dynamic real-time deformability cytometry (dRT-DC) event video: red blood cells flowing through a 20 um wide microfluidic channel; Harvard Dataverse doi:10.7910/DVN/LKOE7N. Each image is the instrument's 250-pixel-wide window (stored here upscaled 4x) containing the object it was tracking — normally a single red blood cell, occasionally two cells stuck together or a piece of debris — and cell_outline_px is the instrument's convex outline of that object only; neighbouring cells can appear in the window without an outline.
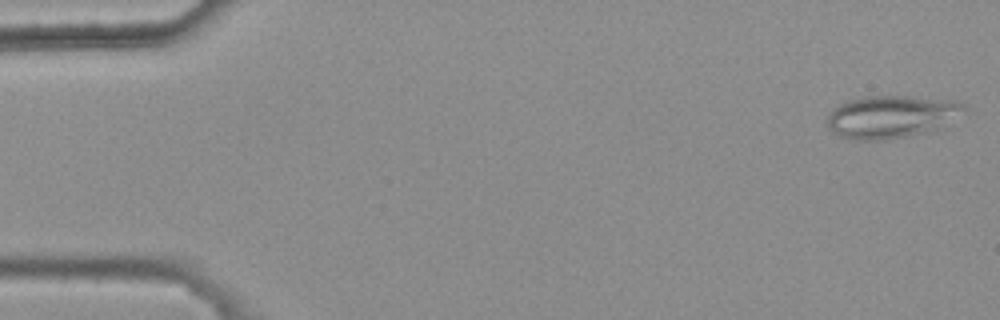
{"species": "common noctule bat (a hibernating species)", "species_latin": "Nyctalus noctula", "temperature_condition": "warm", "stored_images_in_passage": 10, "camera_frame_rate_fps": 3000, "um_per_image_px": 0.085, "animal": {"sex": "female", "body_mass_g": 25.1}, "frame": {"image": 1, "passage_image": 1, "time_ms": 0.0, "image_size_px": [1000, 320], "cell_outline_px": [[968, 108], [936, 128], [924, 132], [908, 136], [888, 140], [852, 140], [840, 136], [832, 132], [828, 128], [828, 116], [840, 104], [848, 100], [868, 96], [908, 96], [956, 100], [964, 104]], "centroid_in_image_um": [75.73, 9.92], "position_along_channel_um": 9.3, "area_um2": 33.58}}
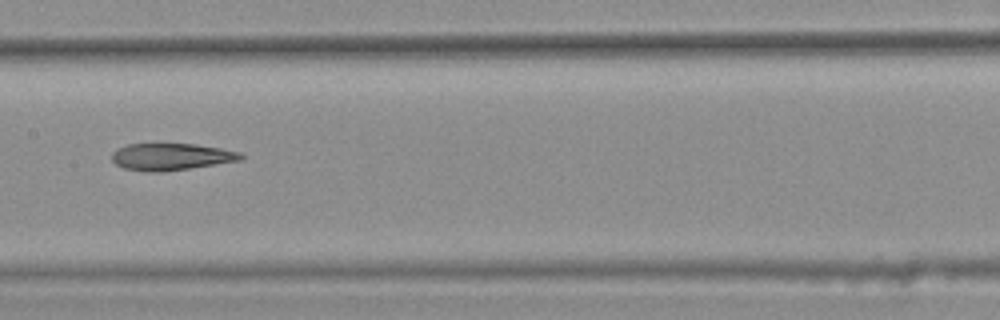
{"frame": {"image": 2, "passage_image": 7, "time_ms": 2.0, "image_size_px": [1000, 320], "cell_outline_px": [[244, 156], [240, 160], [188, 168], [160, 172], [148, 172], [124, 168], [116, 164], [112, 160], [112, 152], [116, 148], [128, 144], [196, 144], [220, 148], [240, 152]], "centroid_in_image_um": [14.5, 13.31], "position_along_channel_um": 192.9, "area_um2": 20.06}}
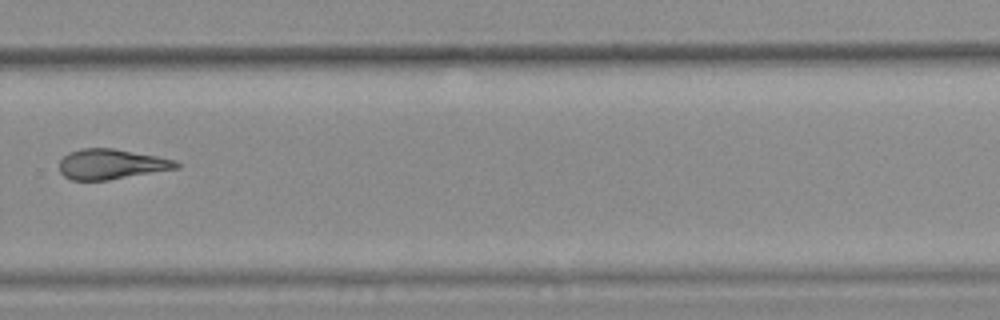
{"frame": {"image": 3, "passage_image": 10, "time_ms": 3.0, "image_size_px": [1000, 320], "cell_outline_px": [[180, 168], [108, 180], [72, 180], [64, 176], [60, 172], [60, 160], [68, 152], [80, 148], [112, 148], [156, 156], [176, 160], [180, 164]], "centroid_in_image_um": [9.46, 13.95], "position_along_channel_um": 320.3, "area_um2": 20.58}}